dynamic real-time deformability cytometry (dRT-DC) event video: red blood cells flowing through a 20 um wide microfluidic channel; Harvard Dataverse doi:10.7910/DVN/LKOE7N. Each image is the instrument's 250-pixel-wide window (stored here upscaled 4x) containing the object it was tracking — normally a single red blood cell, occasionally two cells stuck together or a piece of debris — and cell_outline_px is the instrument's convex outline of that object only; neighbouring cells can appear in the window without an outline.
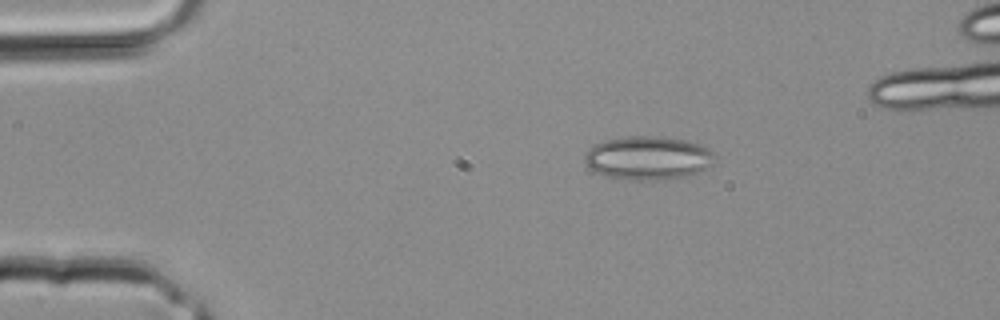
{"species": "common noctule bat (a hibernating species)", "species_latin": "Nyctalus noctula", "temperature_condition": "room temperature", "stored_images_in_passage": 4, "camera_frame_rate_fps": 3000, "um_per_image_px": 0.085, "animal": {"sex": "male", "body_mass_g": 20.4}, "frame": {"image": 1, "passage_image": 1, "time_ms": 0.0, "image_size_px": [1000, 320], "cell_outline_px": [[712, 164], [708, 168], [700, 172], [688, 176], [664, 180], [636, 180], [604, 176], [596, 172], [584, 160], [584, 156], [588, 148], [592, 144], [604, 140], [628, 136], [660, 136], [688, 140], [700, 144], [708, 148], [712, 152]], "centroid_in_image_um": [55.08, 13.42], "position_along_channel_um": 29.9, "area_um2": 33.29}}
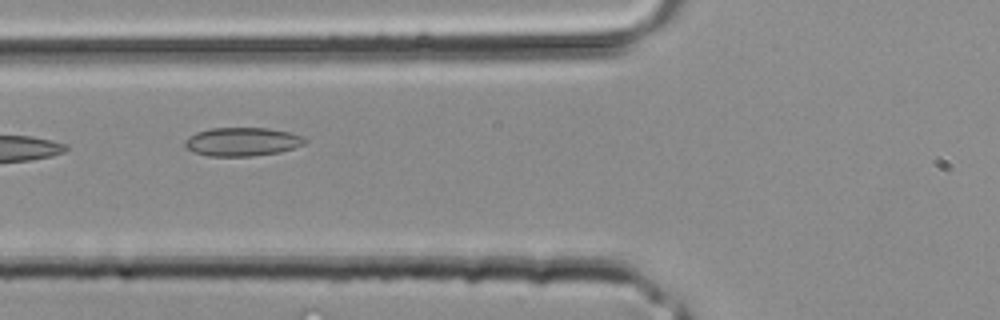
{"frame": {"image": 2, "passage_image": 4, "time_ms": 1.0, "image_size_px": [1000, 320], "cell_outline_px": [[308, 140], [304, 144], [280, 152], [252, 156], [208, 156], [192, 152], [184, 148], [184, 140], [188, 136], [196, 132], [212, 128], [268, 128], [288, 132], [304, 136]], "centroid_in_image_um": [20.55, 12.05], "position_along_channel_um": 105.3, "area_um2": 20.17}}